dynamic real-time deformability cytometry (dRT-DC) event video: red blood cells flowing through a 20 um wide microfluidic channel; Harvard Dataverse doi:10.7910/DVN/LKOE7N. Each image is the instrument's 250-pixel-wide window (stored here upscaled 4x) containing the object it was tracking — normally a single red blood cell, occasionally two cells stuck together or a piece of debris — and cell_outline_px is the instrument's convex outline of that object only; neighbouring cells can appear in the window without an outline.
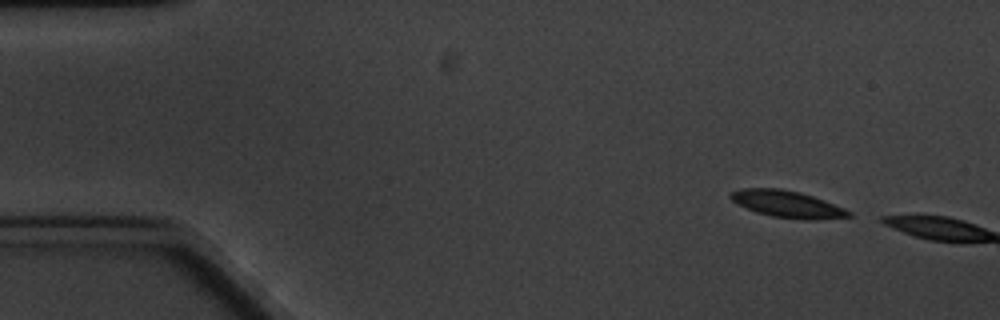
{"species": "common noctule bat (a hibernating species)", "species_latin": "Nyctalus noctula", "temperature_condition": "cold", "stored_images_in_passage": 2, "camera_frame_rate_fps": 3000, "um_per_image_px": 0.085, "animal": {"sex": "male", "body_mass_g": 20.1, "forearm_length_mm": 53.5}, "frame": {"image": 1, "passage_image": 1, "time_ms": 0.0, "image_size_px": [1000, 320], "cell_outline_px": [[852, 216], [816, 220], [804, 220], [772, 216], [756, 212], [736, 204], [728, 196], [732, 192], [740, 188], [780, 188], [800, 192], [824, 200], [844, 208], [852, 212]], "centroid_in_image_um": [66.91, 17.35], "position_along_channel_um": 18.1, "area_um2": 18.55}}